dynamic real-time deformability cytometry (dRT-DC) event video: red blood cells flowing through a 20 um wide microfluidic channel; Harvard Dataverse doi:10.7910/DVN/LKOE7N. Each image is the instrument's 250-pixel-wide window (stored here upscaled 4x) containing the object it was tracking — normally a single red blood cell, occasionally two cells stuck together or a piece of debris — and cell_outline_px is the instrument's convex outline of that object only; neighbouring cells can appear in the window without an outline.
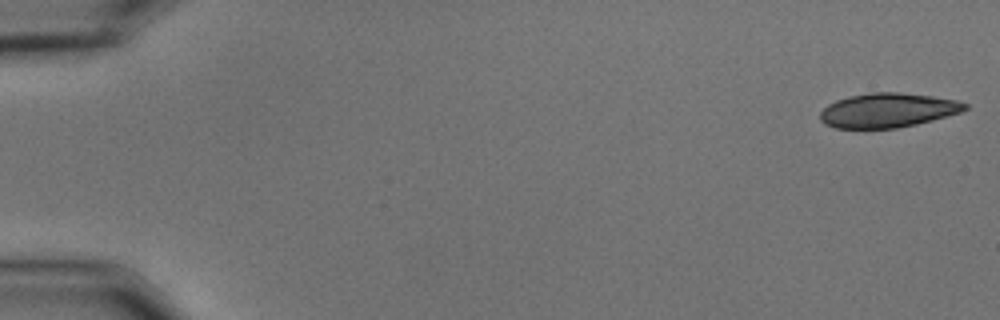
{"species": "common noctule bat (a hibernating species)", "species_latin": "Nyctalus noctula", "temperature_condition": "cold", "stored_images_in_passage": 21, "camera_frame_rate_fps": 3000, "um_per_image_px": 0.085, "animal": {"sex": "male", "body_mass_g": 15.6}, "frame": {"image": 1, "passage_image": 1, "time_ms": 0.0, "image_size_px": [1000, 320], "cell_outline_px": [[968, 108], [960, 112], [932, 120], [916, 124], [896, 128], [836, 128], [824, 124], [820, 120], [820, 112], [828, 104], [836, 100], [852, 96], [872, 92], [900, 92], [932, 96], [956, 100], [968, 104]], "centroid_in_image_um": [75.45, 9.37], "position_along_channel_um": 9.6, "area_um2": 28.84}}
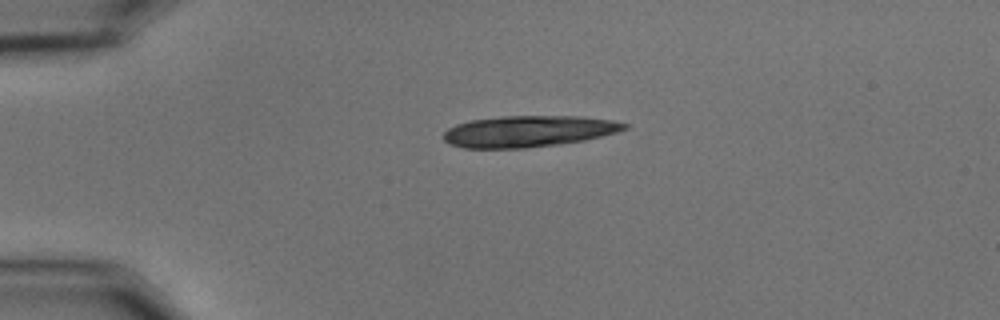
{"frame": {"image": 2, "passage_image": 13, "time_ms": 4.0, "image_size_px": [1000, 320], "cell_outline_px": [[628, 128], [616, 132], [584, 140], [556, 144], [524, 148], [464, 148], [452, 144], [444, 140], [444, 132], [448, 128], [456, 124], [472, 120], [500, 116], [580, 116], [612, 120], [628, 124]], "centroid_in_image_um": [44.91, 11.15], "position_along_channel_um": 40.1, "area_um2": 32.77}}